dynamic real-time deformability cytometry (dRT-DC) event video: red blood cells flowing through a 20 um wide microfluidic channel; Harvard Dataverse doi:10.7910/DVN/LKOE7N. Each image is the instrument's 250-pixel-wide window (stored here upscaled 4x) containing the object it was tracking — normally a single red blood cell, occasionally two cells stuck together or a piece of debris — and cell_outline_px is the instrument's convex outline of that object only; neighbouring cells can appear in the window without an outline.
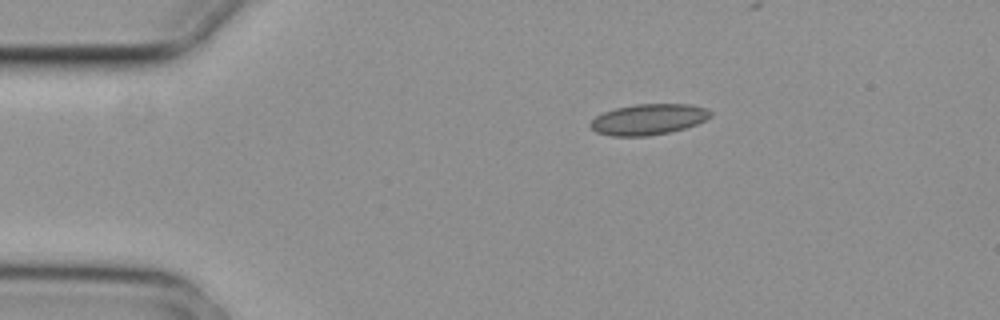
{"species": "common noctule bat (a hibernating species)", "species_latin": "Nyctalus noctula", "temperature_condition": "cold", "stored_images_in_passage": 2, "camera_frame_rate_fps": 3000, "um_per_image_px": 0.085, "animal": {"sex": "female", "body_mass_g": 29.2, "forearm_length_mm": 56.3}, "frame": {"image": 1, "passage_image": 2, "time_ms": 0.333, "image_size_px": [1000, 320], "cell_outline_px": [[712, 116], [696, 124], [684, 128], [668, 132], [648, 136], [612, 136], [596, 132], [588, 124], [596, 116], [604, 112], [616, 108], [636, 104], [688, 104], [704, 108], [712, 112]], "centroid_in_image_um": [55.09, 10.15], "position_along_channel_um": 29.9, "area_um2": 21.39}}